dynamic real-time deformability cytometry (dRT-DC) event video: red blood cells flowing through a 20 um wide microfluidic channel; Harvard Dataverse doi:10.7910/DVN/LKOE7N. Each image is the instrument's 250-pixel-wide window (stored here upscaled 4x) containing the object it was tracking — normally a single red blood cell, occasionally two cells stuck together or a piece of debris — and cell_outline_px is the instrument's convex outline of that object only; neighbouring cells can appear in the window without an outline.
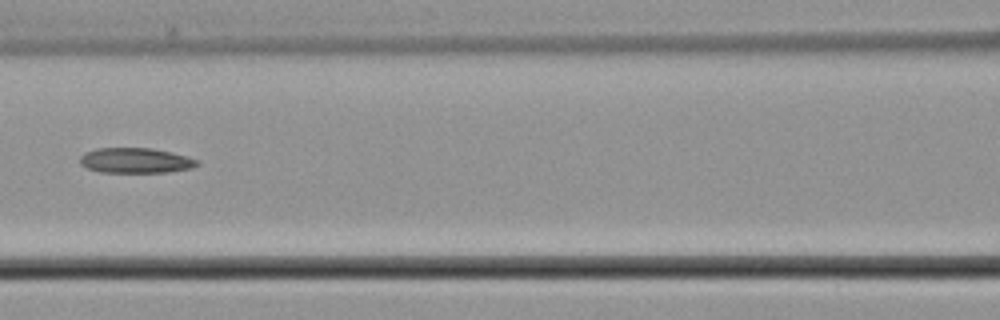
{"species": "common noctule bat (a hibernating species)", "species_latin": "Nyctalus noctula", "temperature_condition": "cold", "stored_images_in_passage": 4, "camera_frame_rate_fps": 3000, "um_per_image_px": 0.085, "animal": {"sex": "male", "body_mass_g": 21.5, "forearm_length_mm": 52.0}, "frame": {"image": 1, "passage_image": 4, "time_ms": 6.333, "image_size_px": [1000, 320], "cell_outline_px": [[200, 164], [192, 168], [168, 172], [100, 172], [88, 168], [80, 164], [80, 156], [84, 152], [96, 148], [152, 148], [188, 156], [200, 160]], "centroid_in_image_um": [11.54, 13.64], "position_along_channel_um": 155.1, "area_um2": 17.34}}